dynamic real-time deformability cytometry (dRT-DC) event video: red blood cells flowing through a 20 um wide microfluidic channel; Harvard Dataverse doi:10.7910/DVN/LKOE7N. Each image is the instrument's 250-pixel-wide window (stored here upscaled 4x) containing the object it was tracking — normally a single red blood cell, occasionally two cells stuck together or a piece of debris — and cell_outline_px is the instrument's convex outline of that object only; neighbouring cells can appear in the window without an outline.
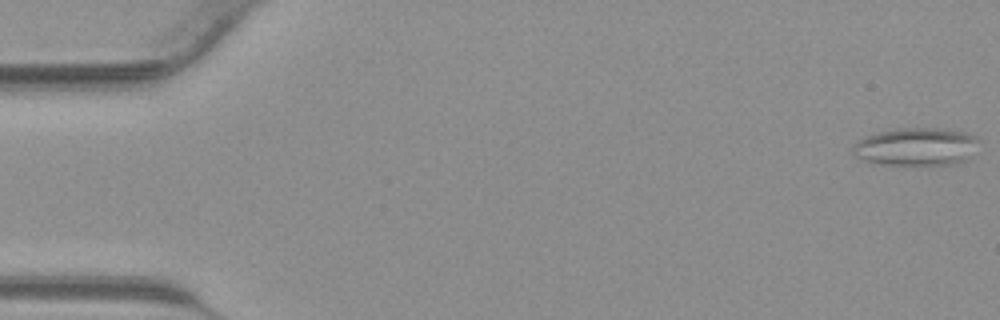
{"species": "common noctule bat (a hibernating species)", "species_latin": "Nyctalus noctula", "temperature_condition": "warm", "stored_images_in_passage": 41, "segment_of_instrument_passage": [1, 2], "camera_frame_rate_fps": 3000, "um_per_image_px": 0.085, "animal": {"sex": "male", "body_mass_g": 23.1, "forearm_length_mm": 52.7}, "frame": {"image": 1, "passage_image": 1, "time_ms": 0.0, "image_size_px": [1000, 320], "cell_outline_px": [[980, 140], [960, 164], [880, 164], [864, 160], [856, 156], [852, 152], [852, 148], [856, 140], [864, 136], [896, 128], [940, 128], [968, 132]], "centroid_in_image_um": [77.83, 12.45], "position_along_channel_um": 7.2, "area_um2": 27.63}}
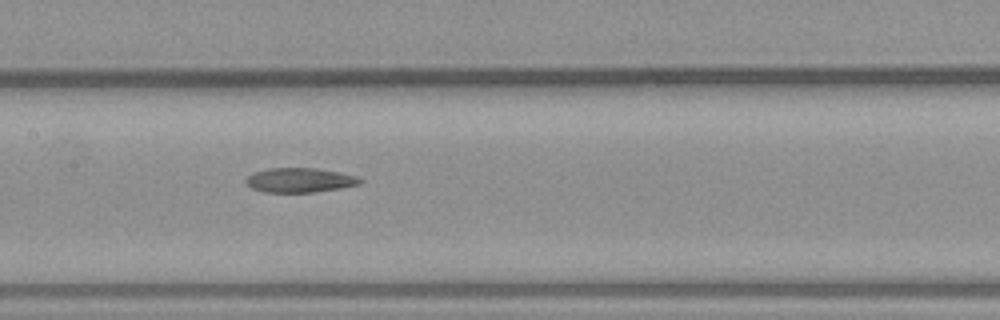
{"frame": {"image": 2, "passage_image": 21, "time_ms": 6.667, "image_size_px": [1000, 320], "cell_outline_px": [[364, 180], [360, 184], [340, 188], [316, 192], [264, 192], [252, 188], [244, 180], [248, 176], [256, 172], [268, 168], [316, 168], [356, 176]], "centroid_in_image_um": [25.48, 15.32], "position_along_channel_um": 181.9, "area_um2": 16.13}}
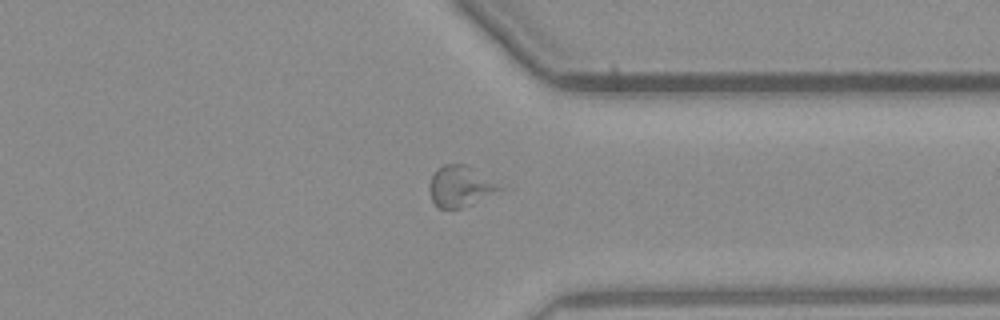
{"frame": {"image": 3, "passage_image": 33, "time_ms": 10.667, "image_size_px": [1000, 320], "cell_outline_px": [[508, 192], [464, 208], [440, 208], [432, 200], [428, 188], [428, 184], [432, 176], [444, 164], [468, 164], [504, 188]], "centroid_in_image_um": [39.24, 15.88], "position_along_channel_um": 372.2, "area_um2": 17.4}}